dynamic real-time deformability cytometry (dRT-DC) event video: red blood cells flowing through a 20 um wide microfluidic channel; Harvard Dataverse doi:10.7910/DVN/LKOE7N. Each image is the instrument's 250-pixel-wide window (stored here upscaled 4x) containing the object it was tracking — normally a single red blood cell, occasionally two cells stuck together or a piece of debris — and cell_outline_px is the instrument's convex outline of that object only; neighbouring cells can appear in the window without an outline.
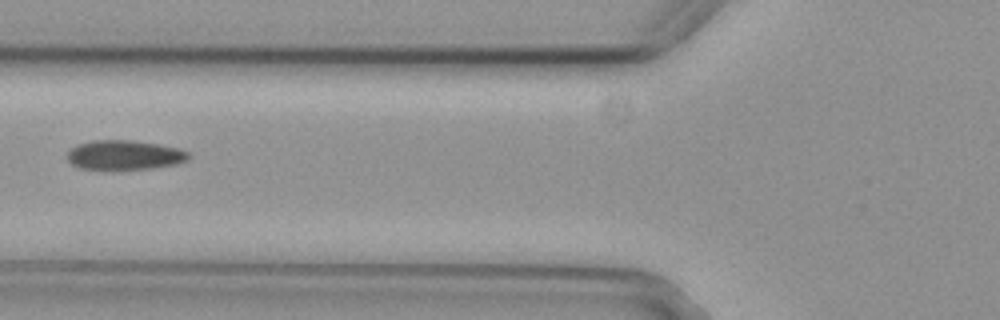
{"species": "common noctule bat (a hibernating species)", "species_latin": "Nyctalus noctula", "temperature_condition": "cold", "stored_images_in_passage": 7, "camera_frame_rate_fps": 3000, "um_per_image_px": 0.085, "animal": {"sex": "female", "body_mass_g": 29.2, "forearm_length_mm": 56.3}, "frame": {"image": 1, "passage_image": 7, "time_ms": 2.0, "image_size_px": [1000, 320], "cell_outline_px": [[188, 160], [176, 164], [152, 168], [112, 172], [80, 168], [72, 164], [68, 160], [68, 152], [76, 144], [92, 140], [128, 140], [156, 144], [180, 148], [188, 152]], "centroid_in_image_um": [10.54, 13.22], "position_along_channel_um": 115.3, "area_um2": 21.44}}